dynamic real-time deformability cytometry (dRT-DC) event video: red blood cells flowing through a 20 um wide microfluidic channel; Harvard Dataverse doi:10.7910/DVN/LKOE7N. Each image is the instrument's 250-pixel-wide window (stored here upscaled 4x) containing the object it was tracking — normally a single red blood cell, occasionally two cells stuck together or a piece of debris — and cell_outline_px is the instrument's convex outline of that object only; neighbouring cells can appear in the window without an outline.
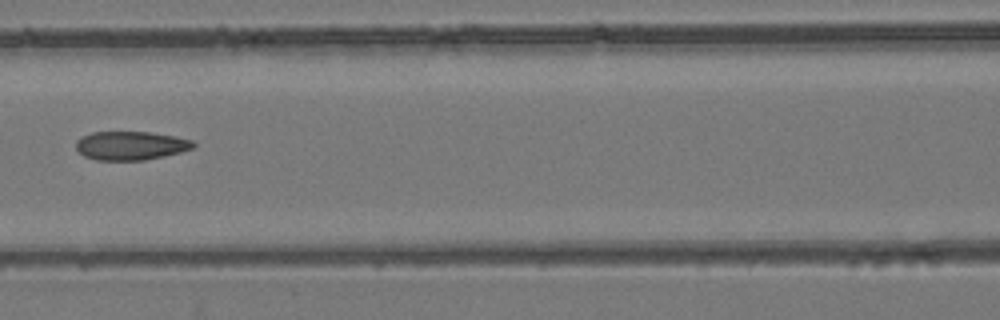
{"species": "common noctule bat (a hibernating species)", "species_latin": "Nyctalus noctula", "temperature_condition": "room temperature", "stored_images_in_passage": 5, "camera_frame_rate_fps": 3000, "um_per_image_px": 0.085, "animal": {"sex": "female", "body_mass_g": 24.6, "forearm_length_mm": 56.2}, "frame": {"image": 1, "passage_image": 3, "time_ms": 2.333, "image_size_px": [1000, 320], "cell_outline_px": [[196, 144], [192, 148], [180, 152], [164, 156], [144, 160], [96, 160], [84, 156], [76, 148], [76, 140], [92, 132], [148, 132], [176, 136], [192, 140]], "centroid_in_image_um": [11.12, 12.38], "position_along_channel_um": 155.5, "area_um2": 19.54}}
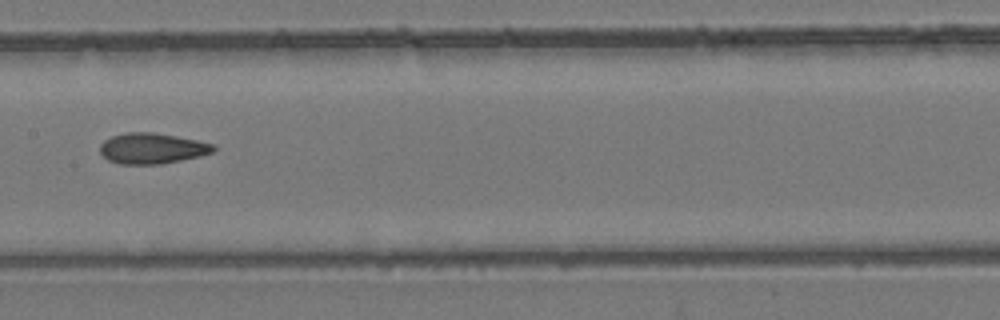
{"frame": {"image": 2, "passage_image": 4, "time_ms": 3.333, "image_size_px": [1000, 320], "cell_outline_px": [[216, 148], [212, 152], [200, 156], [160, 164], [120, 164], [108, 160], [100, 152], [100, 144], [104, 140], [112, 136], [124, 132], [152, 132], [176, 136], [216, 144]], "centroid_in_image_um": [12.92, 12.6], "position_along_channel_um": 194.5, "area_um2": 20.29}}
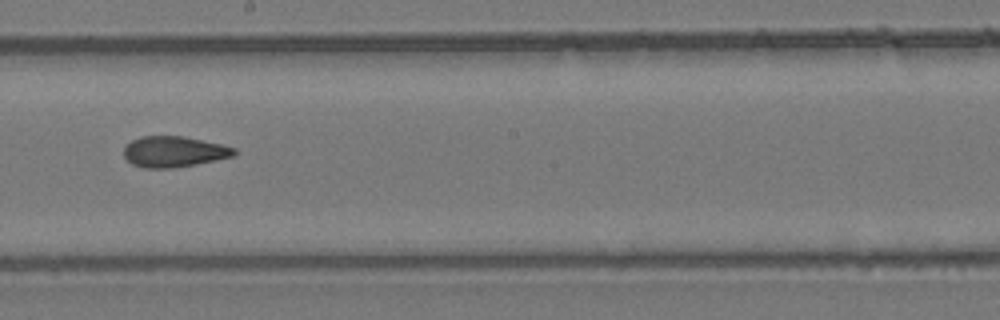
{"frame": {"image": 3, "passage_image": 5, "time_ms": 4.333, "image_size_px": [1000, 320], "cell_outline_px": [[236, 152], [232, 156], [216, 160], [196, 164], [172, 168], [144, 168], [132, 164], [124, 156], [124, 148], [132, 140], [140, 136], [184, 136], [220, 144], [236, 148]], "centroid_in_image_um": [14.77, 12.89], "position_along_channel_um": 233.4, "area_um2": 19.71}}